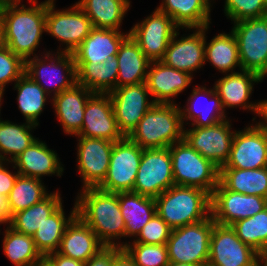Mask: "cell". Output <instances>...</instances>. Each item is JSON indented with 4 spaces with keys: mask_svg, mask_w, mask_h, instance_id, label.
Returning <instances> with one entry per match:
<instances>
[{
    "mask_svg": "<svg viewBox=\"0 0 267 266\" xmlns=\"http://www.w3.org/2000/svg\"><path fill=\"white\" fill-rule=\"evenodd\" d=\"M75 203L77 216L95 232L106 247H121L117 240L125 237V222L117 193L98 187L84 188L78 193Z\"/></svg>",
    "mask_w": 267,
    "mask_h": 266,
    "instance_id": "cell-1",
    "label": "cell"
},
{
    "mask_svg": "<svg viewBox=\"0 0 267 266\" xmlns=\"http://www.w3.org/2000/svg\"><path fill=\"white\" fill-rule=\"evenodd\" d=\"M32 6L21 2L1 9L6 46L24 61L37 56V51L46 27V0L38 3L29 0ZM21 6V7H20Z\"/></svg>",
    "mask_w": 267,
    "mask_h": 266,
    "instance_id": "cell-2",
    "label": "cell"
},
{
    "mask_svg": "<svg viewBox=\"0 0 267 266\" xmlns=\"http://www.w3.org/2000/svg\"><path fill=\"white\" fill-rule=\"evenodd\" d=\"M184 128L178 104L155 103L128 138L142 149L168 148L183 140Z\"/></svg>",
    "mask_w": 267,
    "mask_h": 266,
    "instance_id": "cell-3",
    "label": "cell"
},
{
    "mask_svg": "<svg viewBox=\"0 0 267 266\" xmlns=\"http://www.w3.org/2000/svg\"><path fill=\"white\" fill-rule=\"evenodd\" d=\"M156 213L171 229L207 219L211 195L203 189L173 185L155 198Z\"/></svg>",
    "mask_w": 267,
    "mask_h": 266,
    "instance_id": "cell-4",
    "label": "cell"
},
{
    "mask_svg": "<svg viewBox=\"0 0 267 266\" xmlns=\"http://www.w3.org/2000/svg\"><path fill=\"white\" fill-rule=\"evenodd\" d=\"M168 148L172 160L174 185L200 188L212 195L219 183L220 169L184 139Z\"/></svg>",
    "mask_w": 267,
    "mask_h": 266,
    "instance_id": "cell-5",
    "label": "cell"
},
{
    "mask_svg": "<svg viewBox=\"0 0 267 266\" xmlns=\"http://www.w3.org/2000/svg\"><path fill=\"white\" fill-rule=\"evenodd\" d=\"M215 221L207 219L171 230L166 243L170 262L208 265L210 238Z\"/></svg>",
    "mask_w": 267,
    "mask_h": 266,
    "instance_id": "cell-6",
    "label": "cell"
},
{
    "mask_svg": "<svg viewBox=\"0 0 267 266\" xmlns=\"http://www.w3.org/2000/svg\"><path fill=\"white\" fill-rule=\"evenodd\" d=\"M52 53L46 51L40 57L39 55L32 56L25 61V74L38 83L49 95V98L52 97V92L53 96L58 95L62 91L71 89L77 83L73 54L56 52V55V53ZM46 80L48 83L45 82Z\"/></svg>",
    "mask_w": 267,
    "mask_h": 266,
    "instance_id": "cell-7",
    "label": "cell"
},
{
    "mask_svg": "<svg viewBox=\"0 0 267 266\" xmlns=\"http://www.w3.org/2000/svg\"><path fill=\"white\" fill-rule=\"evenodd\" d=\"M242 70L267 77V16L233 23Z\"/></svg>",
    "mask_w": 267,
    "mask_h": 266,
    "instance_id": "cell-8",
    "label": "cell"
},
{
    "mask_svg": "<svg viewBox=\"0 0 267 266\" xmlns=\"http://www.w3.org/2000/svg\"><path fill=\"white\" fill-rule=\"evenodd\" d=\"M55 0H46L45 31L65 45L57 52L72 53L94 28L84 11L75 3L65 10H55ZM62 49V50H60Z\"/></svg>",
    "mask_w": 267,
    "mask_h": 266,
    "instance_id": "cell-9",
    "label": "cell"
},
{
    "mask_svg": "<svg viewBox=\"0 0 267 266\" xmlns=\"http://www.w3.org/2000/svg\"><path fill=\"white\" fill-rule=\"evenodd\" d=\"M173 185L169 148L143 149L132 192L156 198Z\"/></svg>",
    "mask_w": 267,
    "mask_h": 266,
    "instance_id": "cell-10",
    "label": "cell"
},
{
    "mask_svg": "<svg viewBox=\"0 0 267 266\" xmlns=\"http://www.w3.org/2000/svg\"><path fill=\"white\" fill-rule=\"evenodd\" d=\"M143 149L128 137L114 142L110 164L101 190L113 193L132 192Z\"/></svg>",
    "mask_w": 267,
    "mask_h": 266,
    "instance_id": "cell-11",
    "label": "cell"
},
{
    "mask_svg": "<svg viewBox=\"0 0 267 266\" xmlns=\"http://www.w3.org/2000/svg\"><path fill=\"white\" fill-rule=\"evenodd\" d=\"M180 29L170 16L157 8L141 23L129 30V35L151 61H161L175 32Z\"/></svg>",
    "mask_w": 267,
    "mask_h": 266,
    "instance_id": "cell-12",
    "label": "cell"
},
{
    "mask_svg": "<svg viewBox=\"0 0 267 266\" xmlns=\"http://www.w3.org/2000/svg\"><path fill=\"white\" fill-rule=\"evenodd\" d=\"M229 118L208 127L184 128L183 139L219 169L228 161L233 137ZM186 129V130H185Z\"/></svg>",
    "mask_w": 267,
    "mask_h": 266,
    "instance_id": "cell-13",
    "label": "cell"
},
{
    "mask_svg": "<svg viewBox=\"0 0 267 266\" xmlns=\"http://www.w3.org/2000/svg\"><path fill=\"white\" fill-rule=\"evenodd\" d=\"M111 98L113 112L119 131L128 137L136 128L145 113L155 104L146 82L125 85L108 93Z\"/></svg>",
    "mask_w": 267,
    "mask_h": 266,
    "instance_id": "cell-14",
    "label": "cell"
},
{
    "mask_svg": "<svg viewBox=\"0 0 267 266\" xmlns=\"http://www.w3.org/2000/svg\"><path fill=\"white\" fill-rule=\"evenodd\" d=\"M267 208V198L228 190L220 181L211 195V215L215 223L230 226Z\"/></svg>",
    "mask_w": 267,
    "mask_h": 266,
    "instance_id": "cell-15",
    "label": "cell"
},
{
    "mask_svg": "<svg viewBox=\"0 0 267 266\" xmlns=\"http://www.w3.org/2000/svg\"><path fill=\"white\" fill-rule=\"evenodd\" d=\"M258 252L243 243L231 226L214 223L210 238L209 266H256Z\"/></svg>",
    "mask_w": 267,
    "mask_h": 266,
    "instance_id": "cell-16",
    "label": "cell"
},
{
    "mask_svg": "<svg viewBox=\"0 0 267 266\" xmlns=\"http://www.w3.org/2000/svg\"><path fill=\"white\" fill-rule=\"evenodd\" d=\"M267 167V131L257 124L236 131L228 161L222 168L258 169Z\"/></svg>",
    "mask_w": 267,
    "mask_h": 266,
    "instance_id": "cell-17",
    "label": "cell"
},
{
    "mask_svg": "<svg viewBox=\"0 0 267 266\" xmlns=\"http://www.w3.org/2000/svg\"><path fill=\"white\" fill-rule=\"evenodd\" d=\"M77 138V169L82 177V189L98 187L107 175L114 142L83 136Z\"/></svg>",
    "mask_w": 267,
    "mask_h": 266,
    "instance_id": "cell-18",
    "label": "cell"
},
{
    "mask_svg": "<svg viewBox=\"0 0 267 266\" xmlns=\"http://www.w3.org/2000/svg\"><path fill=\"white\" fill-rule=\"evenodd\" d=\"M77 136L100 138L112 142L124 138L118 129L113 106L108 93H94L87 101L82 129Z\"/></svg>",
    "mask_w": 267,
    "mask_h": 266,
    "instance_id": "cell-19",
    "label": "cell"
},
{
    "mask_svg": "<svg viewBox=\"0 0 267 266\" xmlns=\"http://www.w3.org/2000/svg\"><path fill=\"white\" fill-rule=\"evenodd\" d=\"M194 32L179 37V29L169 42L165 55L161 60L165 65L184 71L191 76L202 68L205 62V27L193 28Z\"/></svg>",
    "mask_w": 267,
    "mask_h": 266,
    "instance_id": "cell-20",
    "label": "cell"
},
{
    "mask_svg": "<svg viewBox=\"0 0 267 266\" xmlns=\"http://www.w3.org/2000/svg\"><path fill=\"white\" fill-rule=\"evenodd\" d=\"M214 84L216 93L219 95L223 109L240 107L258 113L259 102H250L254 83L263 81V78L252 71L240 70L224 74Z\"/></svg>",
    "mask_w": 267,
    "mask_h": 266,
    "instance_id": "cell-21",
    "label": "cell"
},
{
    "mask_svg": "<svg viewBox=\"0 0 267 266\" xmlns=\"http://www.w3.org/2000/svg\"><path fill=\"white\" fill-rule=\"evenodd\" d=\"M193 76L165 65L162 61L150 62L146 79L147 88L155 103L173 104L190 84Z\"/></svg>",
    "mask_w": 267,
    "mask_h": 266,
    "instance_id": "cell-22",
    "label": "cell"
},
{
    "mask_svg": "<svg viewBox=\"0 0 267 266\" xmlns=\"http://www.w3.org/2000/svg\"><path fill=\"white\" fill-rule=\"evenodd\" d=\"M59 159L58 154L38 138L11 163L19 175L42 180L41 178L46 175H63L64 165Z\"/></svg>",
    "mask_w": 267,
    "mask_h": 266,
    "instance_id": "cell-23",
    "label": "cell"
},
{
    "mask_svg": "<svg viewBox=\"0 0 267 266\" xmlns=\"http://www.w3.org/2000/svg\"><path fill=\"white\" fill-rule=\"evenodd\" d=\"M94 93L77 83L68 90L51 97V104L64 133L78 135L82 129L85 106Z\"/></svg>",
    "mask_w": 267,
    "mask_h": 266,
    "instance_id": "cell-24",
    "label": "cell"
},
{
    "mask_svg": "<svg viewBox=\"0 0 267 266\" xmlns=\"http://www.w3.org/2000/svg\"><path fill=\"white\" fill-rule=\"evenodd\" d=\"M193 88L190 97L187 99V107L183 106L184 108H181L183 125L185 124L184 122L190 120L191 126L208 127L227 119L221 99L216 93L214 86L213 89H207L205 86L198 85ZM203 97L204 101L209 98L206 101L207 103L203 102L205 104L202 105L200 98Z\"/></svg>",
    "mask_w": 267,
    "mask_h": 266,
    "instance_id": "cell-25",
    "label": "cell"
},
{
    "mask_svg": "<svg viewBox=\"0 0 267 266\" xmlns=\"http://www.w3.org/2000/svg\"><path fill=\"white\" fill-rule=\"evenodd\" d=\"M129 36L120 30L93 28L72 52L75 63H103L109 55H117L122 42Z\"/></svg>",
    "mask_w": 267,
    "mask_h": 266,
    "instance_id": "cell-26",
    "label": "cell"
},
{
    "mask_svg": "<svg viewBox=\"0 0 267 266\" xmlns=\"http://www.w3.org/2000/svg\"><path fill=\"white\" fill-rule=\"evenodd\" d=\"M105 247L95 232L76 216L66 227L57 252L85 263Z\"/></svg>",
    "mask_w": 267,
    "mask_h": 266,
    "instance_id": "cell-27",
    "label": "cell"
},
{
    "mask_svg": "<svg viewBox=\"0 0 267 266\" xmlns=\"http://www.w3.org/2000/svg\"><path fill=\"white\" fill-rule=\"evenodd\" d=\"M211 1L162 0L157 9L170 16L179 28L193 30V28H204L211 24Z\"/></svg>",
    "mask_w": 267,
    "mask_h": 266,
    "instance_id": "cell-28",
    "label": "cell"
},
{
    "mask_svg": "<svg viewBox=\"0 0 267 266\" xmlns=\"http://www.w3.org/2000/svg\"><path fill=\"white\" fill-rule=\"evenodd\" d=\"M116 58L118 60L116 88L146 82L151 61L130 35L120 45Z\"/></svg>",
    "mask_w": 267,
    "mask_h": 266,
    "instance_id": "cell-29",
    "label": "cell"
},
{
    "mask_svg": "<svg viewBox=\"0 0 267 266\" xmlns=\"http://www.w3.org/2000/svg\"><path fill=\"white\" fill-rule=\"evenodd\" d=\"M119 207L125 222V237L135 238L156 214L155 198L134 192L117 193Z\"/></svg>",
    "mask_w": 267,
    "mask_h": 266,
    "instance_id": "cell-30",
    "label": "cell"
},
{
    "mask_svg": "<svg viewBox=\"0 0 267 266\" xmlns=\"http://www.w3.org/2000/svg\"><path fill=\"white\" fill-rule=\"evenodd\" d=\"M76 82L93 93H109L116 88L118 60L116 55H109L105 62L75 63Z\"/></svg>",
    "mask_w": 267,
    "mask_h": 266,
    "instance_id": "cell-31",
    "label": "cell"
},
{
    "mask_svg": "<svg viewBox=\"0 0 267 266\" xmlns=\"http://www.w3.org/2000/svg\"><path fill=\"white\" fill-rule=\"evenodd\" d=\"M62 203L59 191L50 192L39 203L14 213L8 219V226L18 233L32 236L45 222V219L53 214Z\"/></svg>",
    "mask_w": 267,
    "mask_h": 266,
    "instance_id": "cell-32",
    "label": "cell"
},
{
    "mask_svg": "<svg viewBox=\"0 0 267 266\" xmlns=\"http://www.w3.org/2000/svg\"><path fill=\"white\" fill-rule=\"evenodd\" d=\"M94 28L120 30L122 20L130 9V0H79Z\"/></svg>",
    "mask_w": 267,
    "mask_h": 266,
    "instance_id": "cell-33",
    "label": "cell"
},
{
    "mask_svg": "<svg viewBox=\"0 0 267 266\" xmlns=\"http://www.w3.org/2000/svg\"><path fill=\"white\" fill-rule=\"evenodd\" d=\"M219 181L230 191L267 198V167L221 168Z\"/></svg>",
    "mask_w": 267,
    "mask_h": 266,
    "instance_id": "cell-34",
    "label": "cell"
},
{
    "mask_svg": "<svg viewBox=\"0 0 267 266\" xmlns=\"http://www.w3.org/2000/svg\"><path fill=\"white\" fill-rule=\"evenodd\" d=\"M77 216V206L74 203L68 217L65 215L63 205L45 219V222L32 235L35 246L40 254L45 257L59 249L61 239L66 227Z\"/></svg>",
    "mask_w": 267,
    "mask_h": 266,
    "instance_id": "cell-35",
    "label": "cell"
},
{
    "mask_svg": "<svg viewBox=\"0 0 267 266\" xmlns=\"http://www.w3.org/2000/svg\"><path fill=\"white\" fill-rule=\"evenodd\" d=\"M209 26H205V62H210L222 74L235 72V68L241 70L238 45L232 30L229 34L219 33L215 35L210 43L206 42V31ZM234 70V71H233Z\"/></svg>",
    "mask_w": 267,
    "mask_h": 266,
    "instance_id": "cell-36",
    "label": "cell"
},
{
    "mask_svg": "<svg viewBox=\"0 0 267 266\" xmlns=\"http://www.w3.org/2000/svg\"><path fill=\"white\" fill-rule=\"evenodd\" d=\"M37 126L28 121L19 125L0 118V156L4 162L11 163L38 139L31 133Z\"/></svg>",
    "mask_w": 267,
    "mask_h": 266,
    "instance_id": "cell-37",
    "label": "cell"
},
{
    "mask_svg": "<svg viewBox=\"0 0 267 266\" xmlns=\"http://www.w3.org/2000/svg\"><path fill=\"white\" fill-rule=\"evenodd\" d=\"M14 90H17L18 108L25 121L38 125L49 95L25 73L14 83Z\"/></svg>",
    "mask_w": 267,
    "mask_h": 266,
    "instance_id": "cell-38",
    "label": "cell"
},
{
    "mask_svg": "<svg viewBox=\"0 0 267 266\" xmlns=\"http://www.w3.org/2000/svg\"><path fill=\"white\" fill-rule=\"evenodd\" d=\"M3 235L4 254L15 266H37L44 259L32 236L18 233L9 226Z\"/></svg>",
    "mask_w": 267,
    "mask_h": 266,
    "instance_id": "cell-39",
    "label": "cell"
},
{
    "mask_svg": "<svg viewBox=\"0 0 267 266\" xmlns=\"http://www.w3.org/2000/svg\"><path fill=\"white\" fill-rule=\"evenodd\" d=\"M49 194L42 180L19 175L6 199L7 218L9 219L14 213L39 203Z\"/></svg>",
    "mask_w": 267,
    "mask_h": 266,
    "instance_id": "cell-40",
    "label": "cell"
},
{
    "mask_svg": "<svg viewBox=\"0 0 267 266\" xmlns=\"http://www.w3.org/2000/svg\"><path fill=\"white\" fill-rule=\"evenodd\" d=\"M230 226L243 243L258 252L267 240V208Z\"/></svg>",
    "mask_w": 267,
    "mask_h": 266,
    "instance_id": "cell-41",
    "label": "cell"
},
{
    "mask_svg": "<svg viewBox=\"0 0 267 266\" xmlns=\"http://www.w3.org/2000/svg\"><path fill=\"white\" fill-rule=\"evenodd\" d=\"M136 266H167L169 264L166 244H143L138 242H121Z\"/></svg>",
    "mask_w": 267,
    "mask_h": 266,
    "instance_id": "cell-42",
    "label": "cell"
},
{
    "mask_svg": "<svg viewBox=\"0 0 267 266\" xmlns=\"http://www.w3.org/2000/svg\"><path fill=\"white\" fill-rule=\"evenodd\" d=\"M224 13L234 23L267 16L266 0H225Z\"/></svg>",
    "mask_w": 267,
    "mask_h": 266,
    "instance_id": "cell-43",
    "label": "cell"
},
{
    "mask_svg": "<svg viewBox=\"0 0 267 266\" xmlns=\"http://www.w3.org/2000/svg\"><path fill=\"white\" fill-rule=\"evenodd\" d=\"M25 73V61L7 46L0 49V91L4 93L10 82H16Z\"/></svg>",
    "mask_w": 267,
    "mask_h": 266,
    "instance_id": "cell-44",
    "label": "cell"
},
{
    "mask_svg": "<svg viewBox=\"0 0 267 266\" xmlns=\"http://www.w3.org/2000/svg\"><path fill=\"white\" fill-rule=\"evenodd\" d=\"M171 230L168 224L156 213L142 228L133 242L143 244H166Z\"/></svg>",
    "mask_w": 267,
    "mask_h": 266,
    "instance_id": "cell-45",
    "label": "cell"
},
{
    "mask_svg": "<svg viewBox=\"0 0 267 266\" xmlns=\"http://www.w3.org/2000/svg\"><path fill=\"white\" fill-rule=\"evenodd\" d=\"M121 247H105L97 255L85 262L84 266H112L114 256L121 250Z\"/></svg>",
    "mask_w": 267,
    "mask_h": 266,
    "instance_id": "cell-46",
    "label": "cell"
},
{
    "mask_svg": "<svg viewBox=\"0 0 267 266\" xmlns=\"http://www.w3.org/2000/svg\"><path fill=\"white\" fill-rule=\"evenodd\" d=\"M5 165L6 162H3L0 165V196L7 199L9 196L11 189L14 187L15 181L19 176V173L15 171H9Z\"/></svg>",
    "mask_w": 267,
    "mask_h": 266,
    "instance_id": "cell-47",
    "label": "cell"
},
{
    "mask_svg": "<svg viewBox=\"0 0 267 266\" xmlns=\"http://www.w3.org/2000/svg\"><path fill=\"white\" fill-rule=\"evenodd\" d=\"M44 259L51 266H84V262L59 254L57 251L48 254Z\"/></svg>",
    "mask_w": 267,
    "mask_h": 266,
    "instance_id": "cell-48",
    "label": "cell"
},
{
    "mask_svg": "<svg viewBox=\"0 0 267 266\" xmlns=\"http://www.w3.org/2000/svg\"><path fill=\"white\" fill-rule=\"evenodd\" d=\"M112 266H136L134 260L122 248L115 256Z\"/></svg>",
    "mask_w": 267,
    "mask_h": 266,
    "instance_id": "cell-49",
    "label": "cell"
},
{
    "mask_svg": "<svg viewBox=\"0 0 267 266\" xmlns=\"http://www.w3.org/2000/svg\"><path fill=\"white\" fill-rule=\"evenodd\" d=\"M260 121L256 124L267 131V100L259 101L258 113ZM262 120V121H261Z\"/></svg>",
    "mask_w": 267,
    "mask_h": 266,
    "instance_id": "cell-50",
    "label": "cell"
},
{
    "mask_svg": "<svg viewBox=\"0 0 267 266\" xmlns=\"http://www.w3.org/2000/svg\"><path fill=\"white\" fill-rule=\"evenodd\" d=\"M0 224L8 225L7 200L2 196H0Z\"/></svg>",
    "mask_w": 267,
    "mask_h": 266,
    "instance_id": "cell-51",
    "label": "cell"
},
{
    "mask_svg": "<svg viewBox=\"0 0 267 266\" xmlns=\"http://www.w3.org/2000/svg\"><path fill=\"white\" fill-rule=\"evenodd\" d=\"M258 264L267 266V240L258 251Z\"/></svg>",
    "mask_w": 267,
    "mask_h": 266,
    "instance_id": "cell-52",
    "label": "cell"
},
{
    "mask_svg": "<svg viewBox=\"0 0 267 266\" xmlns=\"http://www.w3.org/2000/svg\"><path fill=\"white\" fill-rule=\"evenodd\" d=\"M5 44V35H4V24L0 16V49L4 48Z\"/></svg>",
    "mask_w": 267,
    "mask_h": 266,
    "instance_id": "cell-53",
    "label": "cell"
},
{
    "mask_svg": "<svg viewBox=\"0 0 267 266\" xmlns=\"http://www.w3.org/2000/svg\"><path fill=\"white\" fill-rule=\"evenodd\" d=\"M22 0H0V6L5 7V6H11L14 4L20 3Z\"/></svg>",
    "mask_w": 267,
    "mask_h": 266,
    "instance_id": "cell-54",
    "label": "cell"
},
{
    "mask_svg": "<svg viewBox=\"0 0 267 266\" xmlns=\"http://www.w3.org/2000/svg\"><path fill=\"white\" fill-rule=\"evenodd\" d=\"M167 266H196V265L186 264V263L169 262V264Z\"/></svg>",
    "mask_w": 267,
    "mask_h": 266,
    "instance_id": "cell-55",
    "label": "cell"
},
{
    "mask_svg": "<svg viewBox=\"0 0 267 266\" xmlns=\"http://www.w3.org/2000/svg\"><path fill=\"white\" fill-rule=\"evenodd\" d=\"M37 266H51L45 259H43Z\"/></svg>",
    "mask_w": 267,
    "mask_h": 266,
    "instance_id": "cell-56",
    "label": "cell"
},
{
    "mask_svg": "<svg viewBox=\"0 0 267 266\" xmlns=\"http://www.w3.org/2000/svg\"><path fill=\"white\" fill-rule=\"evenodd\" d=\"M3 95H4L3 92L0 91V111H1V105H2L1 101H2Z\"/></svg>",
    "mask_w": 267,
    "mask_h": 266,
    "instance_id": "cell-57",
    "label": "cell"
},
{
    "mask_svg": "<svg viewBox=\"0 0 267 266\" xmlns=\"http://www.w3.org/2000/svg\"><path fill=\"white\" fill-rule=\"evenodd\" d=\"M4 161H3V159L1 158V156H0V165L3 163Z\"/></svg>",
    "mask_w": 267,
    "mask_h": 266,
    "instance_id": "cell-58",
    "label": "cell"
}]
</instances>
